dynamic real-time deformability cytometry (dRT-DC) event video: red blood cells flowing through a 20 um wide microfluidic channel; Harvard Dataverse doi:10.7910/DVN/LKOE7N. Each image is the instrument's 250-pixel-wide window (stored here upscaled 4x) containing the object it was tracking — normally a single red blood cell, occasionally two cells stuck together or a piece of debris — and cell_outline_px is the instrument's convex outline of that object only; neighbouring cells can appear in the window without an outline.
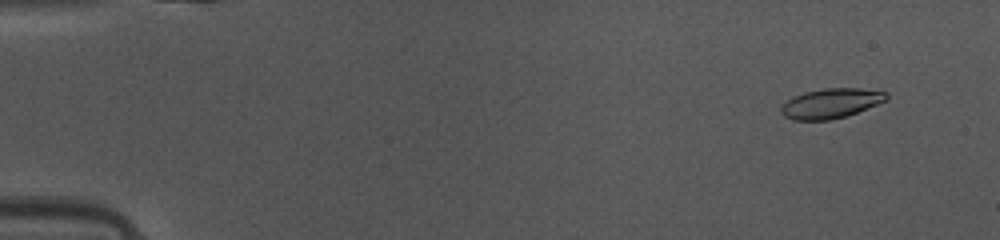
{"species": "common noctule bat (a hibernating species)", "species_latin": "Nyctalus noctula", "temperature_condition": "warm", "stored_images_in_passage": 45, "camera_frame_rate_fps": 3000, "um_per_image_px": 0.085, "animal": {"sex": "female", "body_mass_g": 10.0, "forearm_length_mm": 53.1}, "frame": {"image": 1, "passage_image": 1, "time_ms": 0.0, "image_size_px": [1000, 240], "cell_outline_px": [[888, 100], [856, 112], [844, 116], [828, 120], [792, 120], [784, 116], [780, 112], [780, 108], [792, 96], [804, 92], [824, 88], [860, 88], [888, 92]], "centroid_in_image_um": [70.62, 8.77], "position_along_channel_um": 14.4, "area_um2": 18.26}}
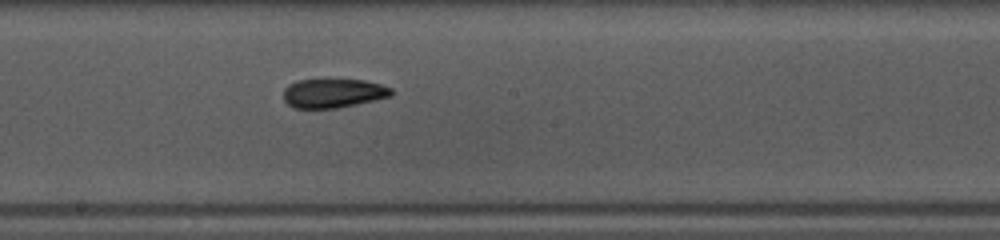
{"frame": {"image": 2, "passage_image": 24, "time_ms": 7.667, "image_size_px": [1000, 240], "cell_outline_px": [[392, 96], [356, 104], [336, 108], [292, 108], [284, 100], [284, 88], [288, 84], [296, 80], [324, 76], [328, 76], [364, 80], [380, 84], [392, 88]], "centroid_in_image_um": [28.28, 7.86], "position_along_channel_um": 219.9, "area_um2": 19.25}}
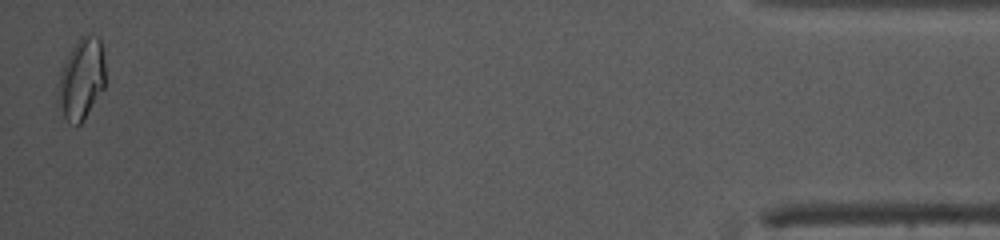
{"frame": {"image": 3, "passage_image": 45, "time_ms": 14.667, "image_size_px": [1000, 240], "cell_outline_px": [[104, 88], [84, 120], [80, 124], [68, 124], [56, 104], [56, 100], [60, 72], [76, 40], [80, 36], [96, 36], [100, 40], [104, 52]], "centroid_in_image_um": [6.9, 6.76], "position_along_channel_um": 428.3, "area_um2": 22.54}, "authors_computed_cell_mechanics": {"area_um2": 18.7272, "velocity_mm_per_s": 4.1447, "shape_relaxation_time_tau1_ms": 3.0, "shape_relaxation_time_tau2_ms": 2.8585, "deformation_change_tau1": 0.131, "deformation_change_tau2": 0.0816}}